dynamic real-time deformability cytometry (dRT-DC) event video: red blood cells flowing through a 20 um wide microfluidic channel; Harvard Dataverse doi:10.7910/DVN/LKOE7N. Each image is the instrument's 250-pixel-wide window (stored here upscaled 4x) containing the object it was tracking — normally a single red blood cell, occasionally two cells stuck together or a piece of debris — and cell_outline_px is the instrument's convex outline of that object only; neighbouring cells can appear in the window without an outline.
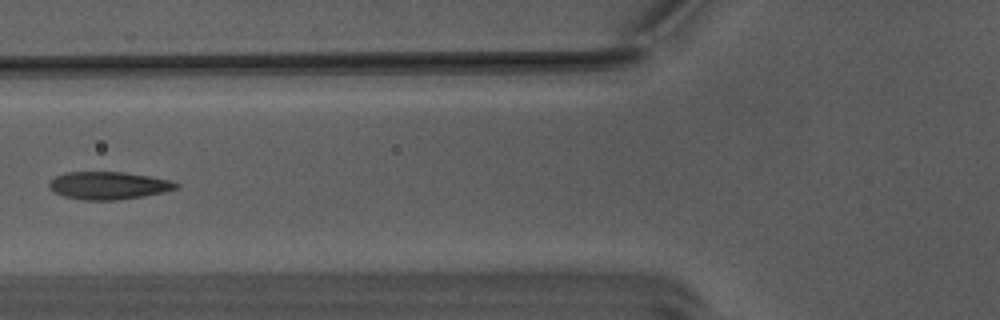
{"species": "Egyptian fruit bat (a non-hibernating species)", "species_latin": "Rousettus aegyptiacus", "temperature_condition": "warm", "stored_images_in_passage": 3, "camera_frame_rate_fps": 3000, "um_per_image_px": 0.085, "animal": {"sex": "male"}, "frame": {"image": 1, "passage_image": 2, "time_ms": 0.333, "image_size_px": [1000, 320], "cell_outline_px": [[180, 184], [176, 188], [164, 192], [144, 196], [116, 200], [80, 200], [64, 196], [48, 188], [48, 184], [56, 176], [64, 172], [124, 172], [172, 180]], "centroid_in_image_um": [9.22, 15.77], "position_along_channel_um": 116.6, "area_um2": 20.46}}